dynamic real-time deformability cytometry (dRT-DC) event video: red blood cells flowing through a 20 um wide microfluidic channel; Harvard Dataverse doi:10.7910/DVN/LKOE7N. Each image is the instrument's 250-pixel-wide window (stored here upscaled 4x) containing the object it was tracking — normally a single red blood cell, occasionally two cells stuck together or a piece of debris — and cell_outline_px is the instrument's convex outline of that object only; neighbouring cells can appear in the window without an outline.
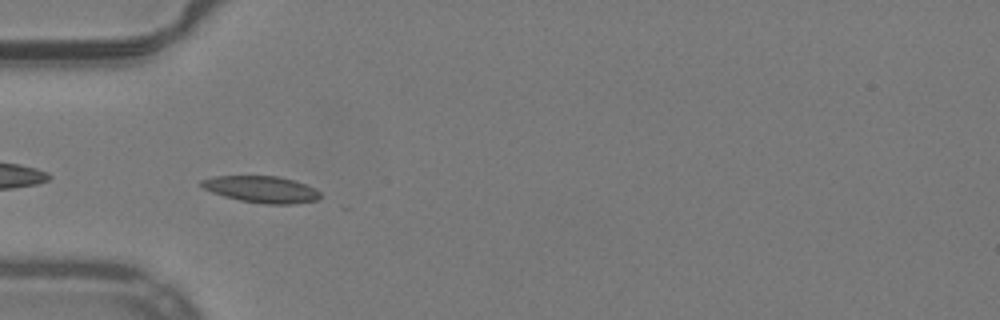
{"species": "common noctule bat (a hibernating species)", "species_latin": "Nyctalus noctula", "temperature_condition": "warm", "stored_images_in_passage": 22, "camera_frame_rate_fps": 3000, "um_per_image_px": 0.085, "animal": {"sex": "male", "body_mass_g": 19.2, "forearm_length_mm": 51.8}, "frame": {"image": 1, "passage_image": 2, "time_ms": 0.333, "image_size_px": [1000, 320], "cell_outline_px": [[320, 200], [292, 204], [264, 204], [240, 200], [224, 196], [212, 192], [204, 188], [200, 184], [200, 180], [216, 176], [280, 176], [296, 180], [316, 188], [320, 192]], "centroid_in_image_um": [22.28, 16.09], "position_along_channel_um": 62.7, "area_um2": 18.61}}
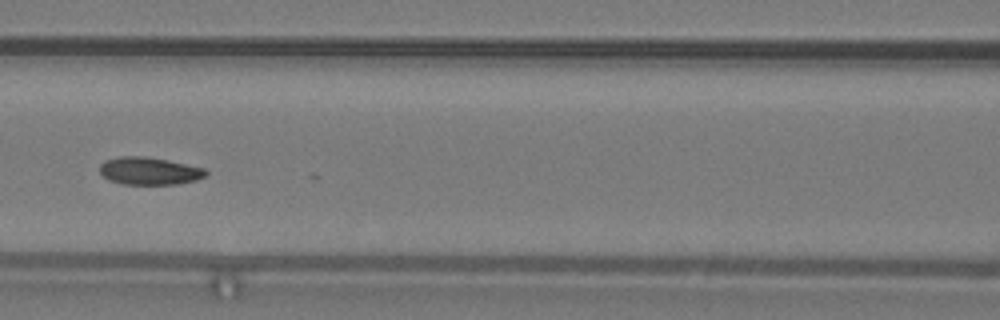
{"frame": {"image": 2, "passage_image": 9, "time_ms": 2.667, "image_size_px": [1000, 320], "cell_outline_px": [[208, 172], [204, 176], [196, 180], [176, 184], [124, 184], [108, 180], [100, 172], [100, 164], [104, 160], [120, 156], [144, 156], [168, 160], [204, 168]], "centroid_in_image_um": [12.66, 14.52], "position_along_channel_um": 153.9, "area_um2": 16.99}}
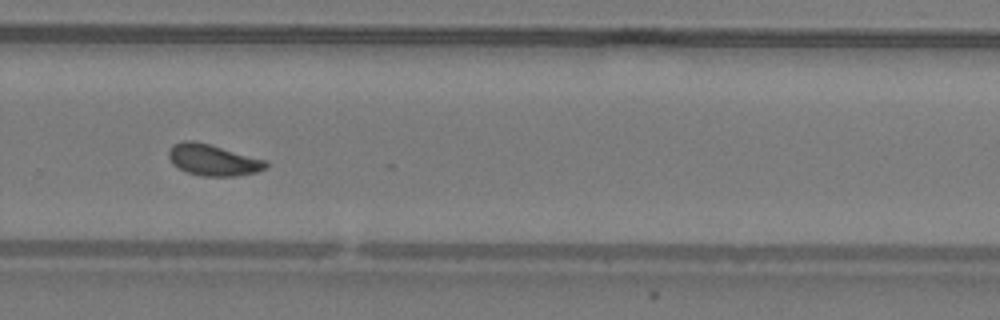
{"frame": {"image": 3, "passage_image": 21, "time_ms": 6.667, "image_size_px": [1000, 320], "cell_outline_px": [[268, 168], [256, 172], [236, 176], [204, 176], [188, 172], [172, 164], [168, 156], [168, 148], [172, 144], [180, 140], [196, 140], [268, 160]], "centroid_in_image_um": [18.11, 13.57], "position_along_channel_um": 311.7, "area_um2": 18.09}}